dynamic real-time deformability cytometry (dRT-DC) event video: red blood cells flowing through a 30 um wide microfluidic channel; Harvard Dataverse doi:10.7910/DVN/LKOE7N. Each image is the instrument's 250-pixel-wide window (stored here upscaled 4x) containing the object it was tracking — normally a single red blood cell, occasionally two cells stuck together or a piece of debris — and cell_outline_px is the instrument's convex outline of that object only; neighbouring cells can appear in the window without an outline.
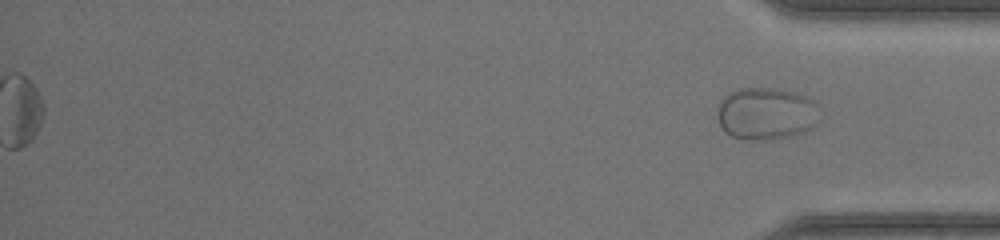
{"species": "common noctule bat (a hibernating species)", "species_latin": "Nyctalus noctula", "temperature_condition": "warm", "stored_images_in_passage": 39, "segment_of_instrument_passage": [2, 2], "camera_frame_rate_fps": 3000, "um_per_image_px": 0.085, "animal": {"sex": "female", "body_mass_g": 17.0, "forearm_length_mm": 48.0}, "frame": {"image": 1, "passage_image": 39, "time_ms": 12.667, "image_size_px": [1000, 240], "cell_outline_px": [[820, 120], [812, 128], [804, 132], [792, 136], [768, 140], [748, 140], [732, 136], [724, 132], [716, 116], [716, 108], [720, 100], [728, 92], [736, 88], [776, 88], [808, 96], [820, 104]], "centroid_in_image_um": [65.15, 9.65], "position_along_channel_um": 370.1, "area_um2": 32.19}}